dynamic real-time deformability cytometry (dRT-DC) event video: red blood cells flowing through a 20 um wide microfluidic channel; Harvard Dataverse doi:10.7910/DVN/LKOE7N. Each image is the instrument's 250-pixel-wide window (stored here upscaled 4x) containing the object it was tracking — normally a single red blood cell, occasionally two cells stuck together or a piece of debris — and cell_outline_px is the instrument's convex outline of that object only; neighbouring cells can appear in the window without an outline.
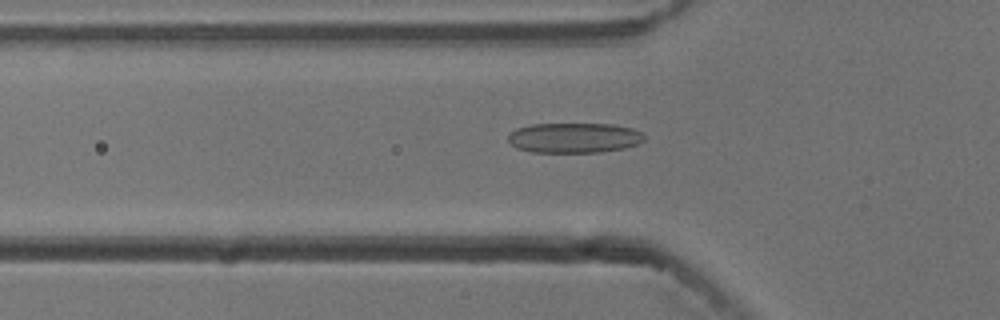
{"species": "common noctule bat (a hibernating species)", "species_latin": "Nyctalus noctula", "temperature_condition": "cold", "stored_images_in_passage": 54, "camera_frame_rate_fps": 3000, "um_per_image_px": 0.085, "animal": {"sex": "male", "body_mass_g": 13.3}, "frame": {"image": 1, "passage_image": 18, "time_ms": 5.667, "image_size_px": [1000, 320], "cell_outline_px": [[644, 140], [636, 144], [624, 148], [600, 152], [532, 152], [516, 148], [508, 140], [508, 136], [516, 128], [532, 124], [612, 124], [632, 128], [640, 132], [644, 136]], "centroid_in_image_um": [48.79, 11.71], "position_along_channel_um": 77.0, "area_um2": 23.76}}
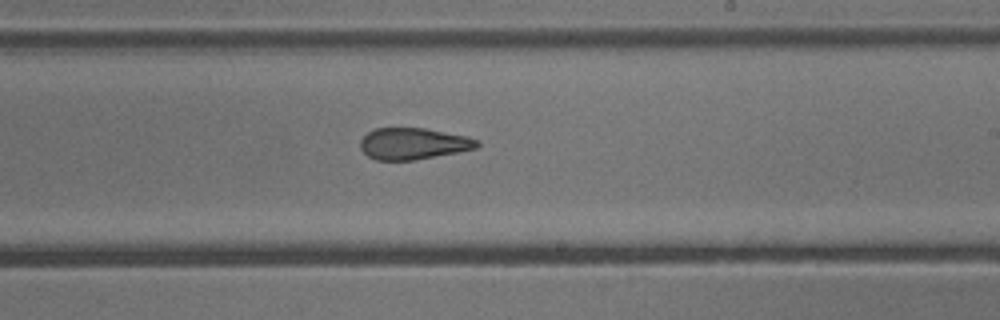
{"frame": {"image": 2, "passage_image": 32, "time_ms": 10.333, "image_size_px": [1000, 320], "cell_outline_px": [[480, 144], [476, 148], [456, 152], [412, 160], [376, 160], [368, 156], [360, 148], [360, 140], [368, 132], [376, 128], [424, 128], [468, 136], [480, 140]], "centroid_in_image_um": [35.13, 12.2], "position_along_channel_um": 253.9, "area_um2": 21.33}}
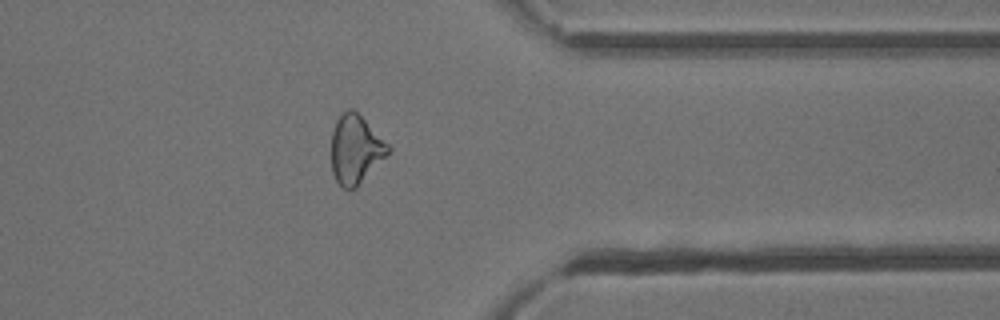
{"frame": {"image": 3, "passage_image": 43, "time_ms": 14.0, "image_size_px": [1000, 320], "cell_outline_px": [[392, 152], [356, 188], [344, 188], [336, 180], [332, 172], [332, 132], [336, 120], [348, 108], [352, 108], [392, 148]], "centroid_in_image_um": [30.25, 12.72], "position_along_channel_um": 381.2, "area_um2": 22.6}, "authors_computed_cell_mechanics": {"area_um2": 23.4668, "velocity_mm_per_s": 3.7587, "shape_relaxation_time_tau1_ms": 7.5305, "shape_relaxation_time_tau2_ms": 2.3375, "deformation_change_tau1": 0.1543, "deformation_change_tau2": 0.1108}}